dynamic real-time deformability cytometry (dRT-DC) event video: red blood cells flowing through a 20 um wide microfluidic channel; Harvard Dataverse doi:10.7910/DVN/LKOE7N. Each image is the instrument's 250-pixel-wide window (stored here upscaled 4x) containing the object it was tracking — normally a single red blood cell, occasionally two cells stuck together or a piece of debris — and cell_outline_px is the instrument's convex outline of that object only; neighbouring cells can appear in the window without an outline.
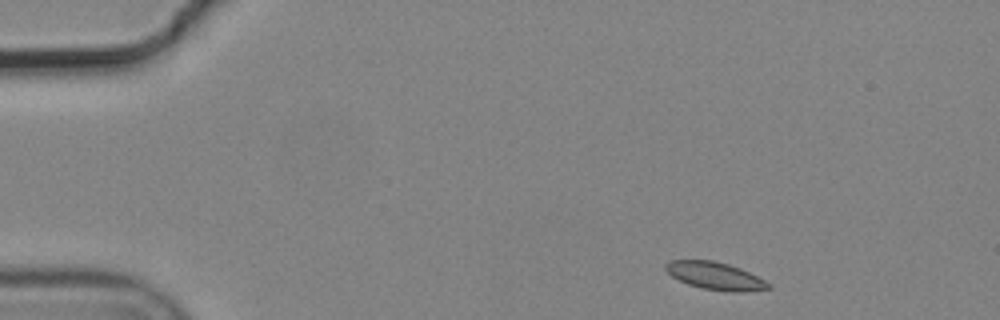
{"species": "common noctule bat (a hibernating species)", "species_latin": "Nyctalus noctula", "temperature_condition": "cold", "stored_images_in_passage": 5, "camera_frame_rate_fps": 3000, "um_per_image_px": 0.085, "animal": {"sex": "male", "body_mass_g": 19.2, "forearm_length_mm": 51.8}, "frame": {"image": 1, "passage_image": 1, "time_ms": 0.0, "image_size_px": [1000, 320], "cell_outline_px": [[772, 288], [744, 292], [732, 292], [704, 288], [688, 284], [672, 276], [664, 268], [664, 264], [672, 260], [712, 260], [728, 264], [740, 268], [772, 284]], "centroid_in_image_um": [60.81, 23.45], "position_along_channel_um": 24.2, "area_um2": 16.36}}
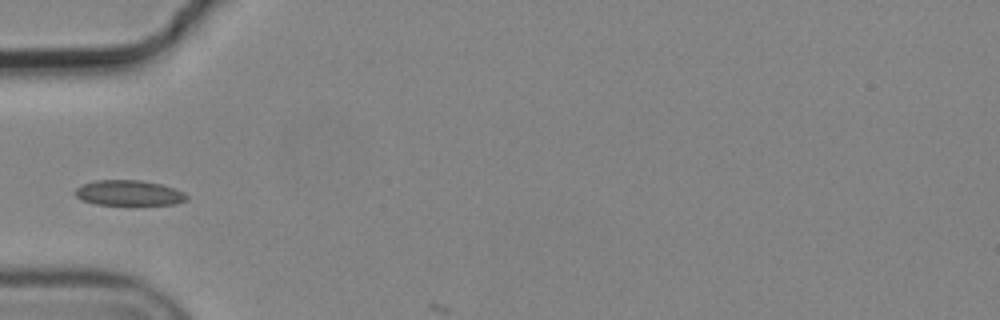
{"frame": {"image": 2, "passage_image": 4, "time_ms": 1.0, "image_size_px": [1000, 320], "cell_outline_px": [[188, 200], [176, 204], [136, 208], [96, 204], [80, 200], [76, 196], [76, 188], [84, 184], [96, 180], [140, 180], [160, 184], [184, 192], [188, 196]], "centroid_in_image_um": [11.0, 16.47], "position_along_channel_um": 74.0, "area_um2": 17.4}}